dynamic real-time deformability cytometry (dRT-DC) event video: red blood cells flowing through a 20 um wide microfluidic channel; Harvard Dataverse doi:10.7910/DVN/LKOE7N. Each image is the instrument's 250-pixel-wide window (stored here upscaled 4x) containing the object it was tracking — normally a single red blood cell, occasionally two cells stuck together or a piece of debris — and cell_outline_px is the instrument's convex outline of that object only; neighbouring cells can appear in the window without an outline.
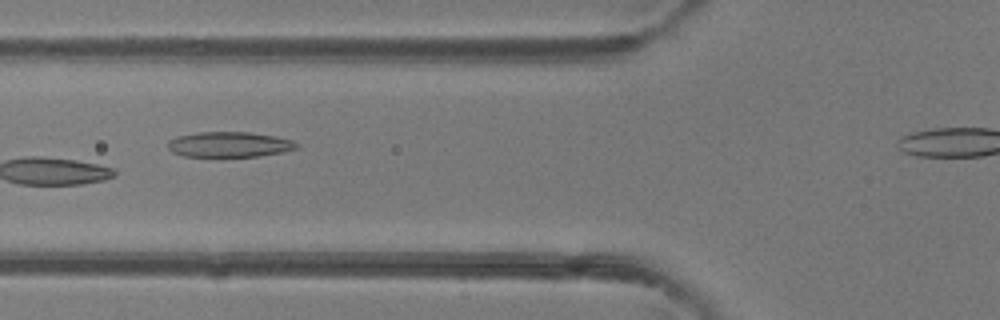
{"species": "common noctule bat (a hibernating species)", "species_latin": "Nyctalus noctula", "temperature_condition": "room temperature", "stored_images_in_passage": 8, "camera_frame_rate_fps": 3000, "um_per_image_px": 0.085, "animal": {"sex": "female"}, "frame": {"image": 1, "passage_image": 6, "time_ms": 6.0, "image_size_px": [1000, 320], "cell_outline_px": [[300, 148], [284, 152], [260, 156], [184, 156], [172, 152], [168, 148], [168, 140], [176, 136], [196, 132], [248, 132], [276, 136], [292, 140], [300, 144]], "centroid_in_image_um": [19.53, 12.27], "position_along_channel_um": 106.3, "area_um2": 19.19}}
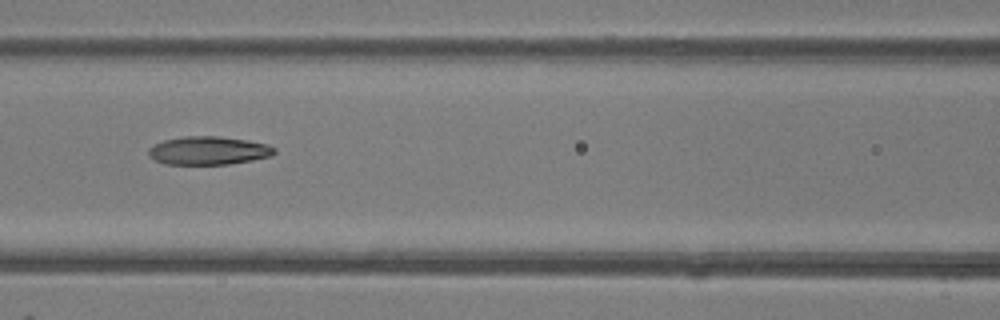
{"frame": {"image": 2, "passage_image": 8, "time_ms": 9.0, "image_size_px": [1000, 320], "cell_outline_px": [[276, 152], [272, 156], [252, 160], [228, 164], [164, 164], [148, 156], [148, 148], [164, 140], [184, 136], [220, 136], [248, 140], [268, 144], [276, 148]], "centroid_in_image_um": [17.74, 12.79], "position_along_channel_um": 148.9, "area_um2": 20.87}}